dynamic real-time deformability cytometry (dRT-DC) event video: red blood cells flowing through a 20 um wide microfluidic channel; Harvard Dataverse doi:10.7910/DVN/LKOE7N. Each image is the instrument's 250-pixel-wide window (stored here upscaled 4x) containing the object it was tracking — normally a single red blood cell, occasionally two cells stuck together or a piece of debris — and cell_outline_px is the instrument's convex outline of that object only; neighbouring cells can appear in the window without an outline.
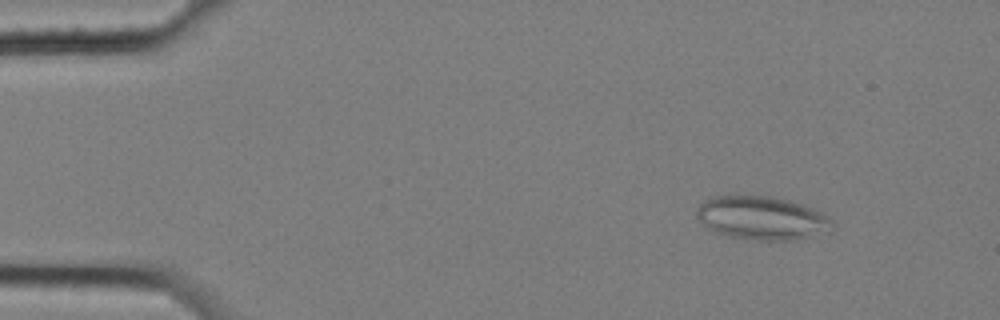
{"species": "common noctule bat (a hibernating species)", "species_latin": "Nyctalus noctula", "temperature_condition": "cold", "stored_images_in_passage": 5, "segment_of_instrument_passage": [1, 2], "camera_frame_rate_fps": 3000, "um_per_image_px": 0.085, "animal": {"sex": "female", "body_mass_g": 25.1}, "frame": {"image": 1, "passage_image": 2, "time_ms": 0.333, "image_size_px": [1000, 320], "cell_outline_px": [[832, 224], [808, 236], [792, 240], [760, 240], [732, 236], [716, 232], [700, 220], [696, 216], [696, 208], [704, 200], [712, 196], [732, 192], [772, 196], [788, 200], [800, 204], [820, 212], [832, 220]], "centroid_in_image_um": [64.61, 18.45], "position_along_channel_um": 20.4, "area_um2": 33.99}}